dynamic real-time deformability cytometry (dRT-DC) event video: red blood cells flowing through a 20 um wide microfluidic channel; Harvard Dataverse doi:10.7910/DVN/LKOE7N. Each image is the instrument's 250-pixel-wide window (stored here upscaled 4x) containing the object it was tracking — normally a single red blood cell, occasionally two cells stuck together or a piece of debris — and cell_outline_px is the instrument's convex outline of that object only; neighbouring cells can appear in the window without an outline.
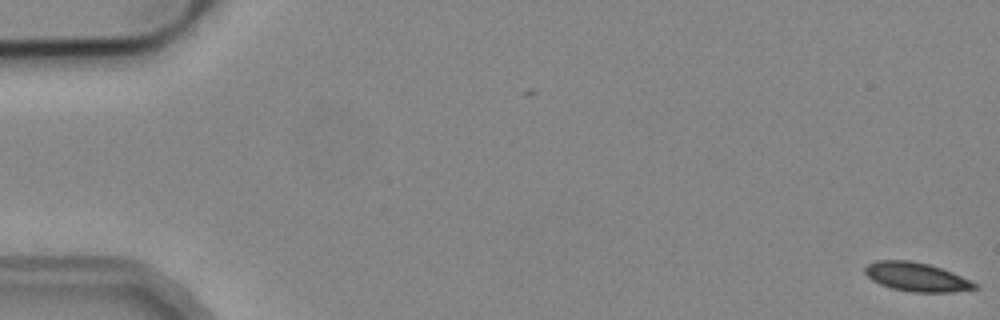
{"species": "common noctule bat (a hibernating species)", "species_latin": "Nyctalus noctula", "temperature_condition": "cold", "stored_images_in_passage": 54, "camera_frame_rate_fps": 3000, "um_per_image_px": 0.085, "animal": {"sex": "male", "body_mass_g": 19.2, "forearm_length_mm": 51.8}, "frame": {"image": 1, "passage_image": 1, "time_ms": 0.0, "image_size_px": [1000, 320], "cell_outline_px": [[980, 288], [952, 292], [912, 292], [892, 288], [880, 284], [872, 280], [864, 272], [864, 268], [868, 264], [876, 260], [908, 260], [928, 264], [952, 272], [972, 280], [980, 284]], "centroid_in_image_um": [77.95, 23.54], "position_along_channel_um": 7.1, "area_um2": 18.55}}
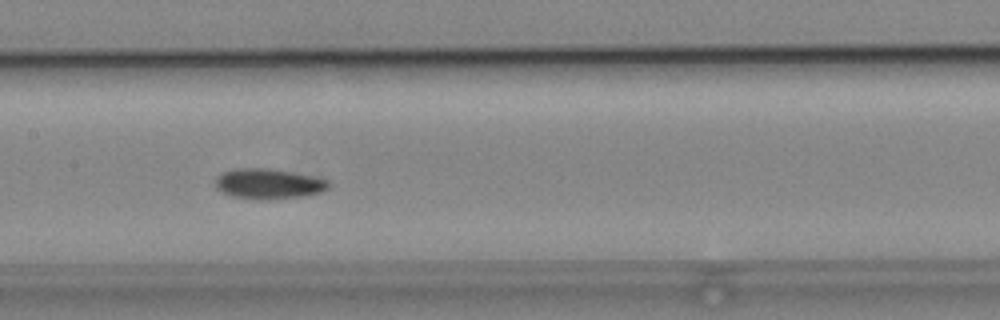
{"frame": {"image": 2, "passage_image": 27, "time_ms": 8.667, "image_size_px": [1000, 320], "cell_outline_px": [[332, 184], [324, 192], [308, 196], [268, 200], [252, 200], [232, 196], [216, 188], [216, 176], [224, 172], [236, 168], [268, 168], [328, 180]], "centroid_in_image_um": [22.84, 15.65], "position_along_channel_um": 184.6, "area_um2": 20.11}}
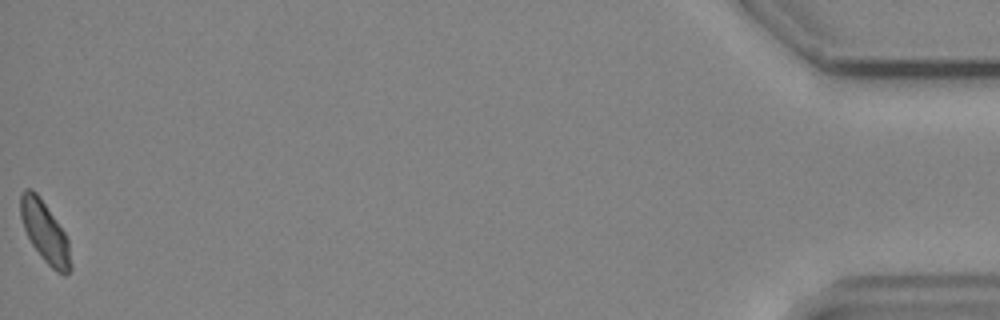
{"frame": {"image": 3, "passage_image": 54, "time_ms": 17.667, "image_size_px": [1000, 320], "cell_outline_px": [[72, 268], [64, 276], [56, 272], [44, 260], [32, 244], [24, 228], [20, 216], [20, 196], [24, 188], [32, 188], [36, 192], [56, 220], [64, 232], [68, 240], [72, 264]], "centroid_in_image_um": [3.82, 19.73], "position_along_channel_um": 431.4, "area_um2": 17.69}, "authors_computed_cell_mechanics": {"area_um2": 18.8139, "velocity_mm_per_s": 3.8699, "shape_relaxation_time_tau1_ms": 6.3069, "shape_relaxation_time_tau2_ms": null, "deformation_change_tau1": 0.0967, "deformation_change_tau2": null}}